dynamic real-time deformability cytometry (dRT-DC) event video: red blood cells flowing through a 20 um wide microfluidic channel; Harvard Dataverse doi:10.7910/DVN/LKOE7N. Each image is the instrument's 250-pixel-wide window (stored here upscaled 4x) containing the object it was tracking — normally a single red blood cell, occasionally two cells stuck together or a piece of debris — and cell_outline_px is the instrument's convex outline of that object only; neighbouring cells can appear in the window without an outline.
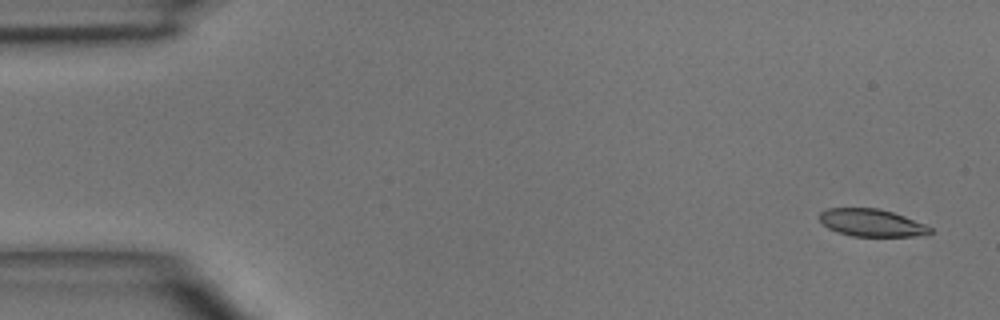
{"species": "common noctule bat (a hibernating species)", "species_latin": "Nyctalus noctula", "temperature_condition": "room temperature", "stored_images_in_passage": 5, "segment_of_instrument_passage": [1, 2], "camera_frame_rate_fps": 3000, "um_per_image_px": 0.085, "animal": {"sex": "male", "body_mass_g": 15.6}, "frame": {"image": 1, "passage_image": 1, "time_ms": 0.0, "image_size_px": [1000, 320], "cell_outline_px": [[932, 232], [924, 236], [852, 236], [836, 232], [828, 228], [820, 220], [820, 212], [828, 208], [880, 208], [904, 216], [924, 224], [932, 228]], "centroid_in_image_um": [74.09, 18.94], "position_along_channel_um": 10.9, "area_um2": 17.69}}